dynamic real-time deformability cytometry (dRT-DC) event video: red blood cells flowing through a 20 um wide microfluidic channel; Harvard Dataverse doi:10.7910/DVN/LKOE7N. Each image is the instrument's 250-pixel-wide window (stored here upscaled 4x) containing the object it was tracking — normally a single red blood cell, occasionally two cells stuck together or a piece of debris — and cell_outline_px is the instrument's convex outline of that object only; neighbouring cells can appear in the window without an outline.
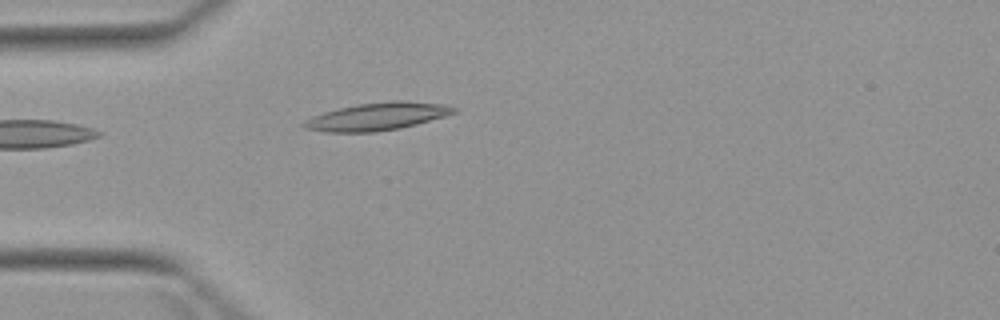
{"species": "Egyptian fruit bat (a non-hibernating species)", "species_latin": "Rousettus aegyptiacus", "temperature_condition": "warm", "stored_images_in_passage": 2, "camera_frame_rate_fps": 3000, "um_per_image_px": 0.085, "animal": {"sex": "female"}, "frame": {"image": 1, "passage_image": 2, "time_ms": 1.333, "image_size_px": [1000, 320], "cell_outline_px": [[456, 112], [444, 116], [416, 124], [400, 128], [376, 132], [324, 132], [304, 128], [300, 124], [304, 120], [312, 116], [324, 112], [340, 108], [360, 104], [392, 100], [408, 100], [444, 104], [456, 108]], "centroid_in_image_um": [32.04, 9.9], "position_along_channel_um": 53.0, "area_um2": 24.16}}